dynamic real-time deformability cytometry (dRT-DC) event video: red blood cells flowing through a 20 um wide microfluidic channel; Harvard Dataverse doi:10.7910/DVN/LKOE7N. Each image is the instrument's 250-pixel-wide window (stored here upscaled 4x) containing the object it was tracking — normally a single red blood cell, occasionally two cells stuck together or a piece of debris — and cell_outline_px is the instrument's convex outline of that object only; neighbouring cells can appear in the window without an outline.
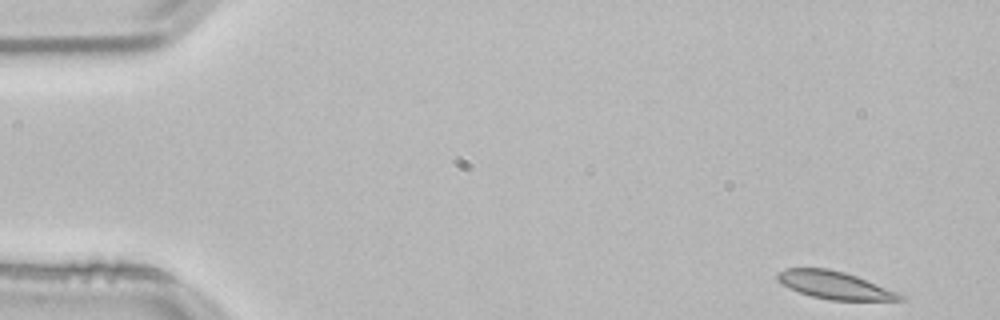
{"species": "common noctule bat (a hibernating species)", "species_latin": "Nyctalus noctula", "temperature_condition": "room temperature", "stored_images_in_passage": 51, "camera_frame_rate_fps": 3000, "um_per_image_px": 0.085, "animal": {"sex": "male", "body_mass_g": 21.5, "forearm_length_mm": 52.0}, "frame": {"image": 1, "passage_image": 1, "time_ms": 0.0, "image_size_px": [1000, 320], "cell_outline_px": [[904, 300], [828, 300], [812, 296], [800, 292], [776, 280], [776, 272], [784, 268], [828, 268], [844, 272], [856, 276], [896, 292], [904, 296]], "centroid_in_image_um": [70.89, 24.22], "position_along_channel_um": 14.1, "area_um2": 19.42}}
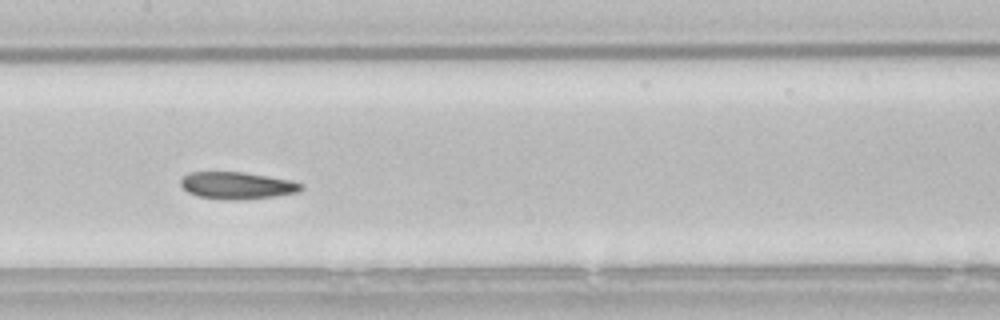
{"frame": {"image": 2, "passage_image": 24, "time_ms": 7.667, "image_size_px": [1000, 320], "cell_outline_px": [[304, 188], [300, 192], [276, 196], [240, 200], [220, 200], [200, 196], [188, 192], [180, 184], [180, 180], [188, 172], [244, 172], [292, 180], [304, 184]], "centroid_in_image_um": [20.2, 15.77], "position_along_channel_um": 187.2, "area_um2": 19.25}}
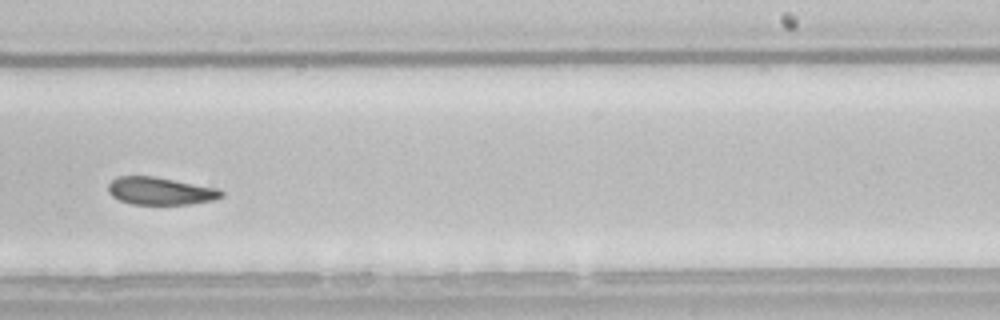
{"frame": {"image": 3, "passage_image": 31, "time_ms": 10.0, "image_size_px": [1000, 320], "cell_outline_px": [[224, 196], [212, 200], [188, 204], [132, 204], [120, 200], [112, 196], [108, 192], [108, 184], [116, 176], [152, 176], [220, 188], [224, 192]], "centroid_in_image_um": [13.63, 16.23], "position_along_channel_um": 275.4, "area_um2": 18.21}, "authors_computed_cell_mechanics": {"area_um2": 19.8832, "velocity_mm_per_s": 3.7934, "shape_relaxation_time_tau1_ms": 4.7628, "shape_relaxation_time_tau2_ms": 8.5366, "deformation_change_tau1": 0.1194, "deformation_change_tau2": 0.082}}